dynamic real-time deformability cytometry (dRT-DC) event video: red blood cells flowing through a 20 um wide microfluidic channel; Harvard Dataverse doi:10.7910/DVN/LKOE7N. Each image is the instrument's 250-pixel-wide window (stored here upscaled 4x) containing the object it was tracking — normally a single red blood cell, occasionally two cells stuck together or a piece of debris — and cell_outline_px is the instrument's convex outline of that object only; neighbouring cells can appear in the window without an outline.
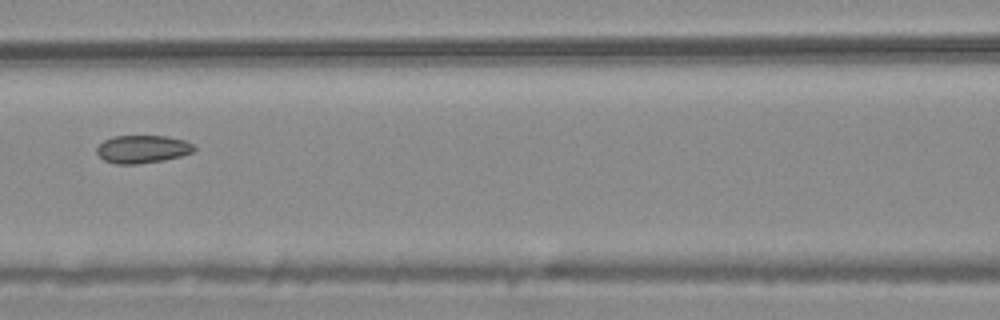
{"species": "common noctule bat (a hibernating species)", "species_latin": "Nyctalus noctula", "temperature_condition": "warm", "stored_images_in_passage": 5, "camera_frame_rate_fps": 3000, "um_per_image_px": 0.085, "animal": {"sex": "male", "body_mass_g": 20.4}, "frame": {"image": 1, "passage_image": 5, "time_ms": 1.333, "image_size_px": [1000, 320], "cell_outline_px": [[196, 148], [192, 152], [180, 156], [164, 160], [136, 164], [116, 164], [104, 160], [96, 152], [96, 148], [104, 140], [116, 136], [168, 136], [184, 140], [192, 144]], "centroid_in_image_um": [12.1, 12.67], "position_along_channel_um": 154.5, "area_um2": 15.72}}